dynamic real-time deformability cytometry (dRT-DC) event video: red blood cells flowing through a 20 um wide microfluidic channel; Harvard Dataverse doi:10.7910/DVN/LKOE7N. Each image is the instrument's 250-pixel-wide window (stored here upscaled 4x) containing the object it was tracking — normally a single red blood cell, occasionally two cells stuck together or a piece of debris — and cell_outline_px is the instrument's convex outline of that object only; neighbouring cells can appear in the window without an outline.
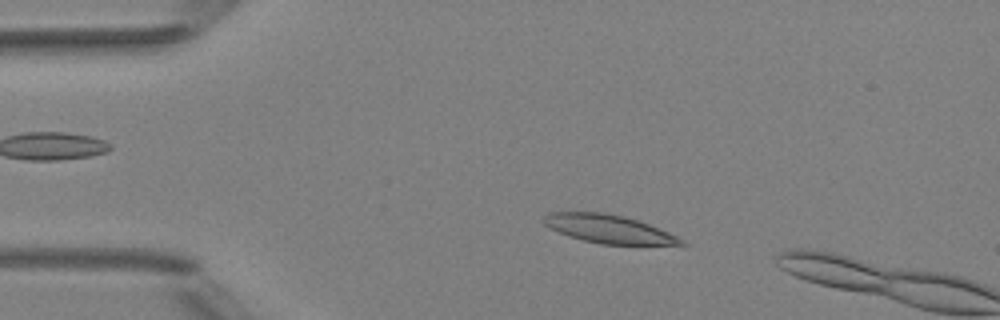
{"species": "Egyptian fruit bat (a non-hibernating species)", "species_latin": "Rousettus aegyptiacus", "temperature_condition": "room temperature", "stored_images_in_passage": 4, "camera_frame_rate_fps": 3000, "um_per_image_px": 0.085, "animal": {"sex": "female"}, "frame": {"image": 1, "passage_image": 3, "time_ms": 2.333, "image_size_px": [1000, 320], "cell_outline_px": [[688, 244], [600, 244], [568, 236], [548, 228], [540, 220], [548, 212], [604, 212], [624, 216], [648, 224], [668, 232], [684, 240]], "centroid_in_image_um": [51.65, 19.44], "position_along_channel_um": 33.4, "area_um2": 22.54}}